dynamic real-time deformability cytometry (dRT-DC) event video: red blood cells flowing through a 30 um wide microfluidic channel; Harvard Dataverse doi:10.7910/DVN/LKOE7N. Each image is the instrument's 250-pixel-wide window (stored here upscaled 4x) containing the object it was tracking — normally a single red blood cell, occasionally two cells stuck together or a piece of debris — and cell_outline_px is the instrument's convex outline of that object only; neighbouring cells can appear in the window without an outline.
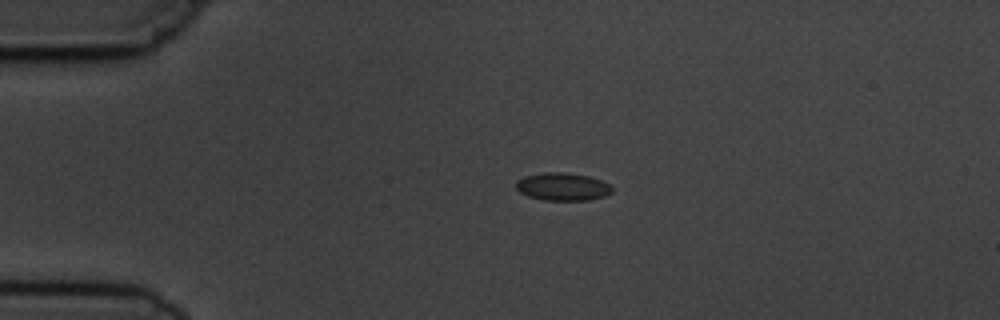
{"species": "common noctule bat (a hibernating species)", "species_latin": "Nyctalus noctula", "temperature_condition": "cold", "stored_images_in_passage": 6, "camera_frame_rate_fps": 3000, "um_per_image_px": 0.085, "animal": {"sex": "male", "body_mass_g": 19.5, "forearm_length_mm": 54.6}, "frame": {"image": 1, "passage_image": 4, "time_ms": 3.667, "image_size_px": [1000, 320], "cell_outline_px": [[612, 192], [604, 196], [588, 200], [544, 200], [528, 196], [520, 192], [516, 188], [516, 180], [524, 176], [544, 172], [564, 172], [588, 176], [600, 180], [608, 184], [612, 188]], "centroid_in_image_um": [47.79, 15.86], "position_along_channel_um": 37.2, "area_um2": 15.49}}
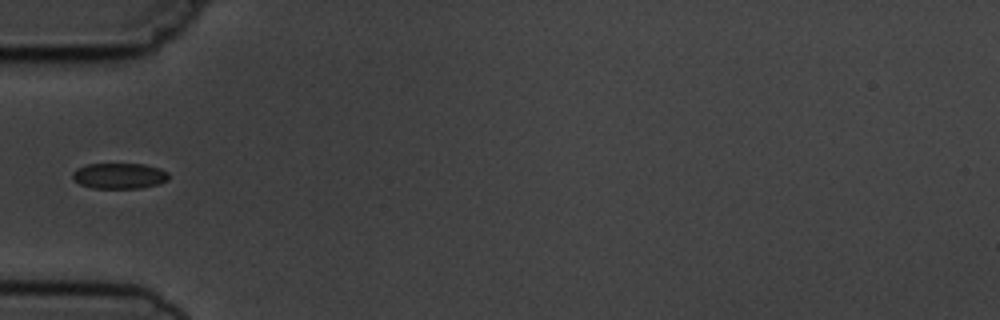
{"frame": {"image": 2, "passage_image": 6, "time_ms": 5.667, "image_size_px": [1000, 320], "cell_outline_px": [[168, 180], [156, 184], [140, 188], [92, 188], [80, 184], [72, 176], [72, 172], [76, 168], [88, 164], [144, 164], [160, 168], [168, 172]], "centroid_in_image_um": [10.14, 14.94], "position_along_channel_um": 74.9, "area_um2": 14.33}}